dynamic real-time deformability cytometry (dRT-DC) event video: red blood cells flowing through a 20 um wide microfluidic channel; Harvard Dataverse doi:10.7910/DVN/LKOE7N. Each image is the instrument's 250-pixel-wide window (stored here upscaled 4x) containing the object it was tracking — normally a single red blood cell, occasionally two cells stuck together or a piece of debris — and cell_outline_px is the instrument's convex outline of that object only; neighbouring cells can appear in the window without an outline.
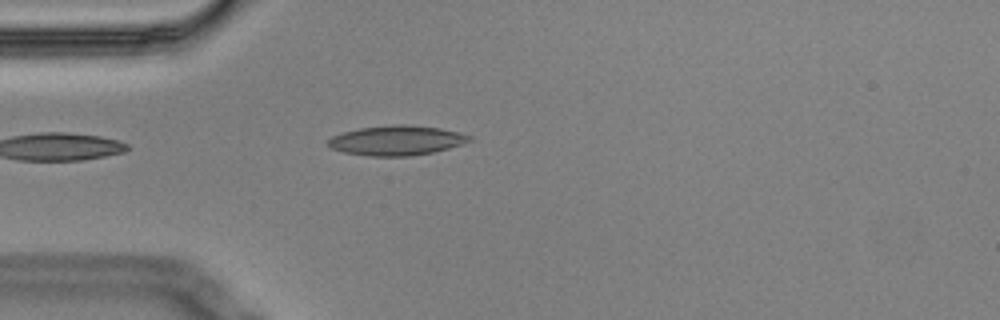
{"species": "Egyptian fruit bat (a non-hibernating species)", "species_latin": "Rousettus aegyptiacus", "temperature_condition": "cold", "stored_images_in_passage": 5, "camera_frame_rate_fps": 3000, "um_per_image_px": 0.085, "animal": {"sex": "male"}, "frame": {"image": 1, "passage_image": 4, "time_ms": 1.0, "image_size_px": [1000, 320], "cell_outline_px": [[472, 140], [448, 148], [432, 152], [408, 156], [368, 156], [344, 152], [332, 148], [328, 144], [328, 140], [332, 136], [344, 132], [360, 128], [396, 124], [408, 124], [440, 128], [460, 132], [472, 136]], "centroid_in_image_um": [33.72, 11.93], "position_along_channel_um": 51.3, "area_um2": 24.33}}